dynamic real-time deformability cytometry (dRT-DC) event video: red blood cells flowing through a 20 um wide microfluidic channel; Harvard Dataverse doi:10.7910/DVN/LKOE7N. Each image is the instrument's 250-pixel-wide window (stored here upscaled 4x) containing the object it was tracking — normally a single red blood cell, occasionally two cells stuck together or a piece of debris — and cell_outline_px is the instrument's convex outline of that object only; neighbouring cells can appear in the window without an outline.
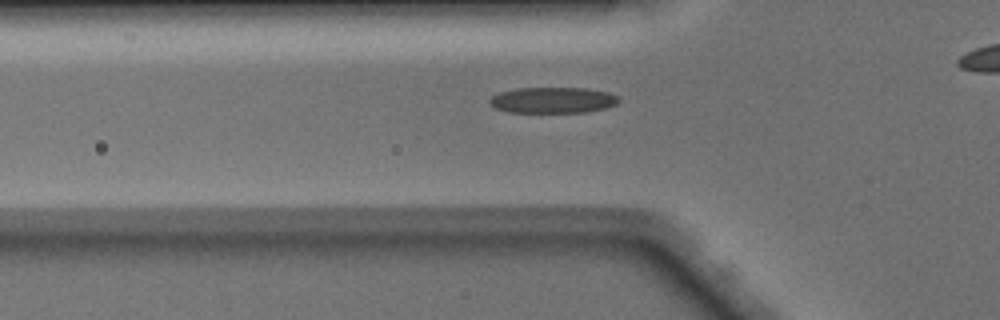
{"species": "Egyptian fruit bat (a non-hibernating species)", "species_latin": "Rousettus aegyptiacus", "temperature_condition": "warm", "stored_images_in_passage": 29, "camera_frame_rate_fps": 3000, "um_per_image_px": 0.085, "animal": {"sex": "male"}, "frame": {"image": 1, "passage_image": 5, "time_ms": 1.333, "image_size_px": [1000, 320], "cell_outline_px": [[620, 100], [616, 104], [608, 108], [584, 112], [508, 112], [496, 108], [488, 100], [492, 96], [500, 92], [516, 88], [584, 88], [608, 92], [616, 96]], "centroid_in_image_um": [47.0, 8.51], "position_along_channel_um": 78.8, "area_um2": 19.42}}
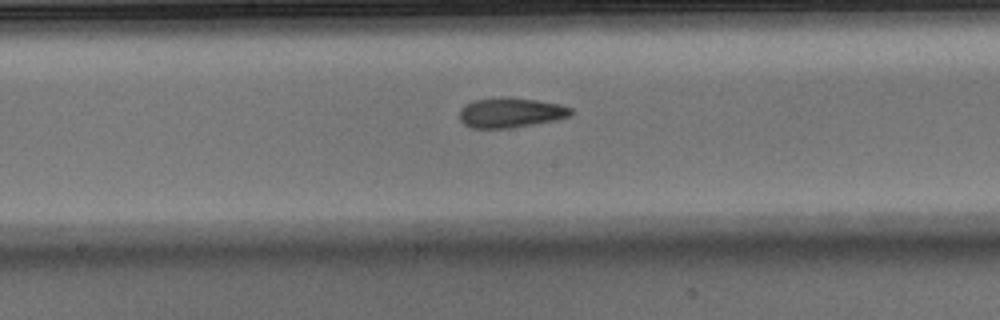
{"frame": {"image": 2, "passage_image": 14, "time_ms": 4.333, "image_size_px": [1000, 320], "cell_outline_px": [[572, 112], [568, 116], [556, 120], [508, 128], [472, 128], [464, 124], [460, 120], [460, 108], [464, 104], [476, 100], [500, 96], [508, 96], [536, 100], [560, 104], [572, 108]], "centroid_in_image_um": [43.37, 9.56], "position_along_channel_um": 204.8, "area_um2": 19.48}}
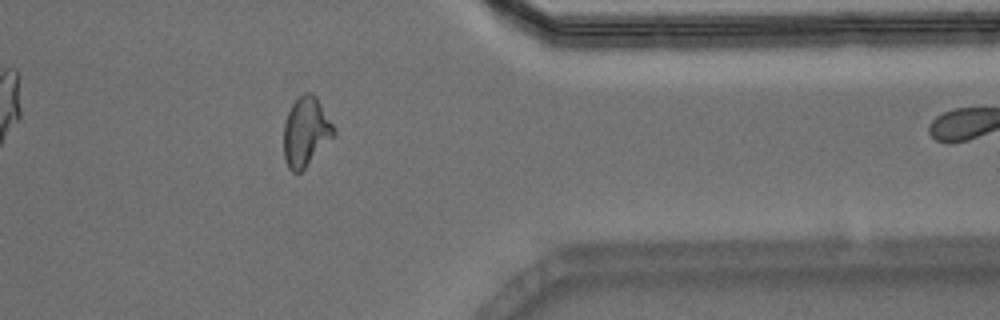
{"frame": {"image": 3, "passage_image": 28, "time_ms": 9.0, "image_size_px": [1000, 320], "cell_outline_px": [[336, 132], [304, 168], [300, 172], [292, 172], [288, 168], [284, 160], [284, 124], [288, 112], [292, 104], [304, 92], [312, 92], [316, 96], [336, 128]], "centroid_in_image_um": [25.99, 11.17], "position_along_channel_um": 385.4, "area_um2": 19.94}}